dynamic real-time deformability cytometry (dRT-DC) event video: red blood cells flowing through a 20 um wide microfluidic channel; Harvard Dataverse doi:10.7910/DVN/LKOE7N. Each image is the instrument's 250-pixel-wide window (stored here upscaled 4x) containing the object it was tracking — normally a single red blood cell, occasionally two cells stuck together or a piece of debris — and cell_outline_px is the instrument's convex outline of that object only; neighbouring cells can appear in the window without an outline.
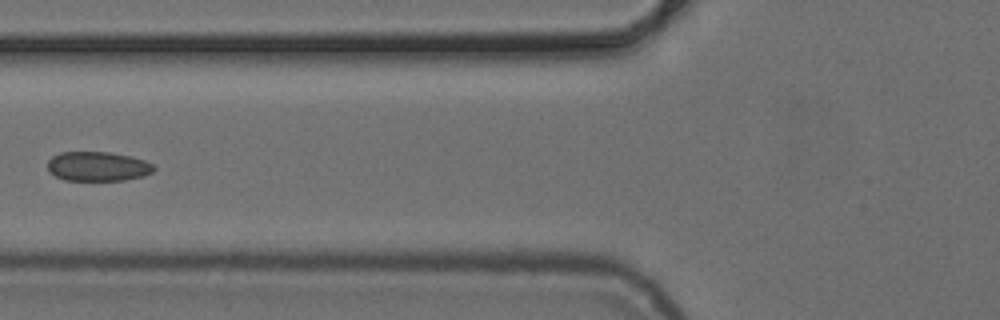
{"species": "common noctule bat (a hibernating species)", "species_latin": "Nyctalus noctula", "temperature_condition": "cold", "stored_images_in_passage": 4, "camera_frame_rate_fps": 3000, "um_per_image_px": 0.085, "animal": {"sex": "female", "body_mass_g": 24.6, "forearm_length_mm": 56.2}, "frame": {"image": 1, "passage_image": 3, "time_ms": 2.667, "image_size_px": [1000, 320], "cell_outline_px": [[156, 168], [152, 172], [144, 176], [124, 180], [64, 180], [48, 172], [48, 160], [52, 156], [60, 152], [108, 152], [132, 156], [144, 160], [152, 164]], "centroid_in_image_um": [8.3, 14.14], "position_along_channel_um": 117.5, "area_um2": 18.32}}
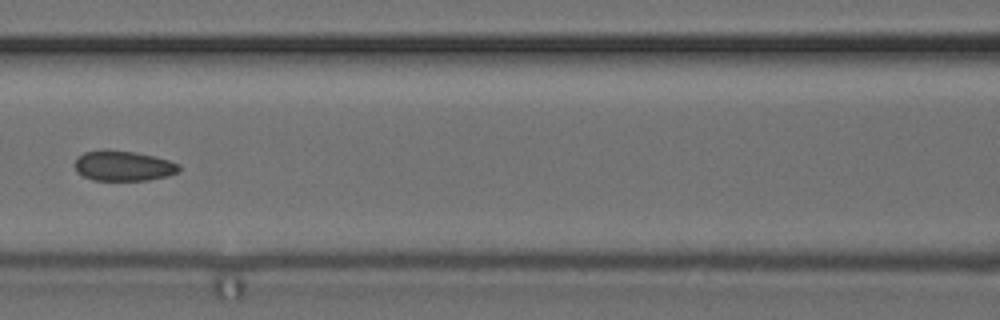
{"frame": {"image": 2, "passage_image": 4, "time_ms": 3.667, "image_size_px": [1000, 320], "cell_outline_px": [[180, 172], [168, 176], [148, 180], [92, 180], [76, 172], [76, 160], [84, 152], [136, 152], [156, 156], [180, 164]], "centroid_in_image_um": [10.57, 14.13], "position_along_channel_um": 156.0, "area_um2": 17.86}}